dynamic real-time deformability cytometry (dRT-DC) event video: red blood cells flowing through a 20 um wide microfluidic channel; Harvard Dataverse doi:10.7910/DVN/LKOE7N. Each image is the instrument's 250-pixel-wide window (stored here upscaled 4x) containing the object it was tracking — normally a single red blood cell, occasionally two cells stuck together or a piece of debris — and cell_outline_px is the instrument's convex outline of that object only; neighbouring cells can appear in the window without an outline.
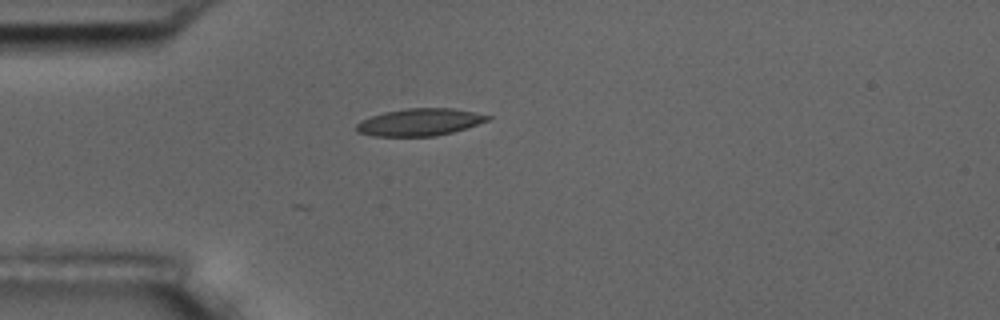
{"species": "common noctule bat (a hibernating species)", "species_latin": "Nyctalus noctula", "temperature_condition": "room temperature", "stored_images_in_passage": 10, "camera_frame_rate_fps": 3000, "um_per_image_px": 0.085, "animal": {"sex": "male", "body_mass_g": 17.5, "forearm_length_mm": 52.3}, "frame": {"image": 1, "passage_image": 1, "time_ms": 0.0, "image_size_px": [1000, 320], "cell_outline_px": [[492, 116], [488, 120], [452, 132], [436, 136], [372, 136], [356, 132], [356, 124], [360, 120], [384, 112], [408, 108], [452, 108], [476, 112]], "centroid_in_image_um": [35.63, 10.38], "position_along_channel_um": 49.4, "area_um2": 20.75}}
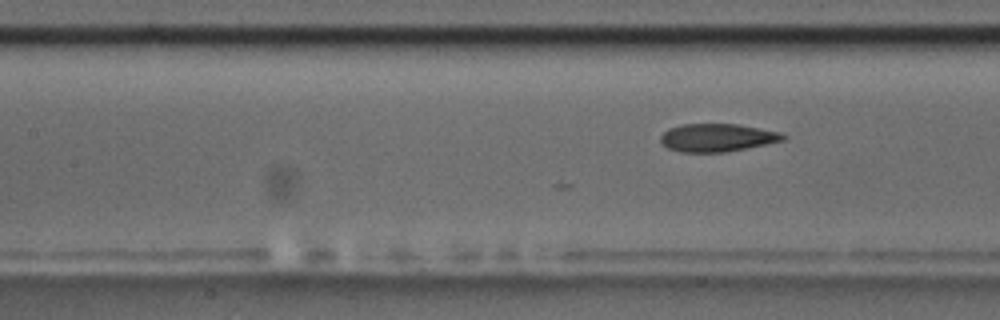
{"frame": {"image": 2, "passage_image": 10, "time_ms": 3.0, "image_size_px": [1000, 320], "cell_outline_px": [[788, 136], [784, 140], [724, 152], [680, 152], [668, 148], [660, 144], [660, 136], [668, 128], [680, 124], [736, 124], [760, 128], [780, 132]], "centroid_in_image_um": [60.91, 11.69], "position_along_channel_um": 146.5, "area_um2": 19.94}}